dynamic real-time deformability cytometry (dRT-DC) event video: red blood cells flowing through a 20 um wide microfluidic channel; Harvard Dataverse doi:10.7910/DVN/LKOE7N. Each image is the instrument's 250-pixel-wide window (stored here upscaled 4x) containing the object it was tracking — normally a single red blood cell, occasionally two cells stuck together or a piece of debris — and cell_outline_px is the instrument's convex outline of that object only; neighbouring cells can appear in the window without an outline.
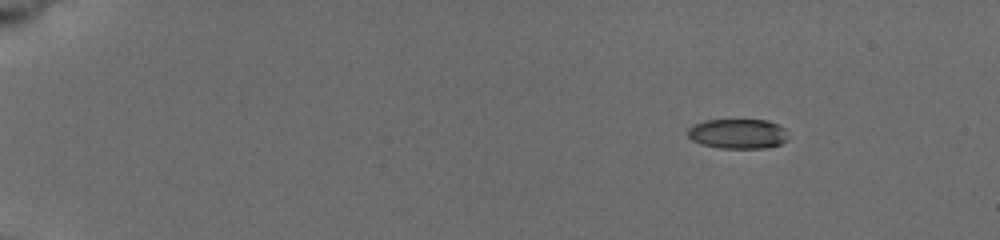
{"species": "common noctule bat (a hibernating species)", "species_latin": "Nyctalus noctula", "temperature_condition": "cold", "stored_images_in_passage": 6, "camera_frame_rate_fps": 3000, "um_per_image_px": 0.085, "animal": {"sex": "female", "body_mass_g": 19.5, "forearm_length_mm": 54.1}, "frame": {"image": 1, "passage_image": 1, "time_ms": 0.0, "image_size_px": [1000, 240], "cell_outline_px": [[784, 140], [780, 144], [764, 148], [720, 148], [700, 144], [692, 140], [688, 136], [688, 128], [696, 124], [708, 120], [764, 120], [776, 124], [784, 128]], "centroid_in_image_um": [62.65, 11.38], "position_along_channel_um": 22.3, "area_um2": 17.05}}
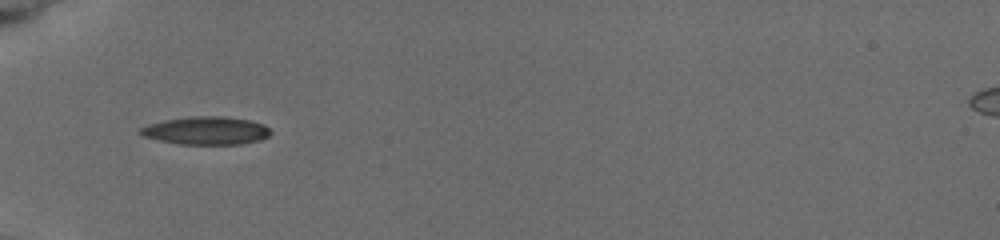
{"frame": {"image": 2, "passage_image": 5, "time_ms": 4.333, "image_size_px": [1000, 240], "cell_outline_px": [[272, 132], [268, 136], [260, 140], [240, 144], [180, 144], [160, 140], [144, 136], [140, 132], [140, 128], [164, 120], [192, 116], [224, 116], [248, 120], [264, 124]], "centroid_in_image_um": [17.57, 11.1], "position_along_channel_um": 67.4, "area_um2": 20.98}}
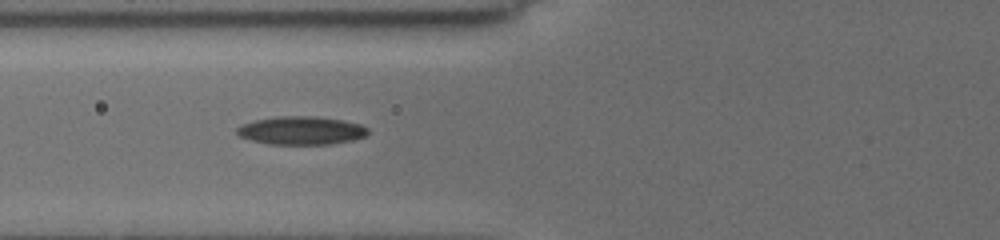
{"frame": {"image": 3, "passage_image": 6, "time_ms": 5.333, "image_size_px": [1000, 240], "cell_outline_px": [[368, 132], [364, 136], [352, 140], [328, 144], [268, 144], [252, 140], [240, 136], [236, 132], [236, 128], [244, 124], [256, 120], [280, 116], [316, 116], [340, 120], [360, 124], [368, 128]], "centroid_in_image_um": [25.6, 11.09], "position_along_channel_um": 100.2, "area_um2": 21.27}}